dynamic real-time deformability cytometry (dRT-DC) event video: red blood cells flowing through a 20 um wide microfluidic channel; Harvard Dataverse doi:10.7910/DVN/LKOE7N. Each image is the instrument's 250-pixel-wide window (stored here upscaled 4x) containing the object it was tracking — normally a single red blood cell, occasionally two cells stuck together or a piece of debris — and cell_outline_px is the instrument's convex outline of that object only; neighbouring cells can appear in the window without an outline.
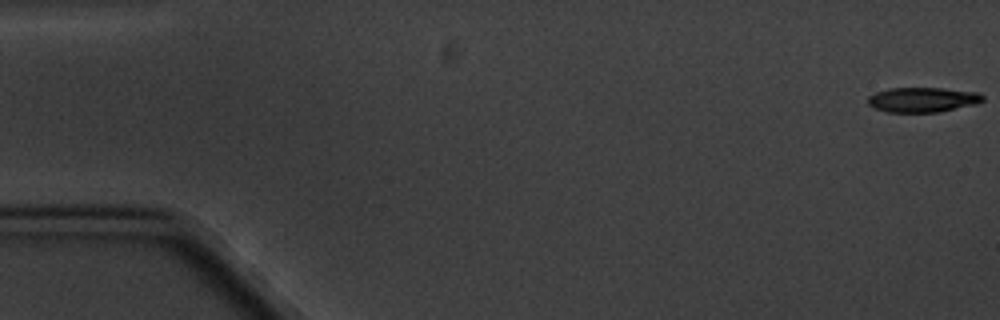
{"species": "common noctule bat (a hibernating species)", "species_latin": "Nyctalus noctula", "temperature_condition": "cold", "stored_images_in_passage": 6, "camera_frame_rate_fps": 3000, "um_per_image_px": 0.085, "animal": {"sex": "male", "body_mass_g": 20.1, "forearm_length_mm": 53.5}, "frame": {"image": 1, "passage_image": 1, "time_ms": 0.0, "image_size_px": [1000, 320], "cell_outline_px": [[984, 100], [976, 104], [940, 112], [888, 112], [876, 108], [868, 104], [868, 96], [876, 92], [888, 88], [940, 88], [976, 92], [984, 96]], "centroid_in_image_um": [78.42, 8.47], "position_along_channel_um": 6.6, "area_um2": 16.59}}
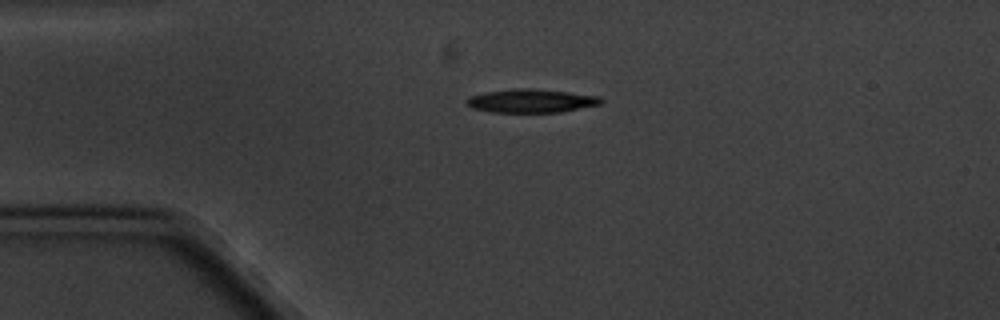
{"frame": {"image": 2, "passage_image": 4, "time_ms": 4.333, "image_size_px": [1000, 320], "cell_outline_px": [[604, 100], [600, 104], [560, 112], [492, 112], [472, 108], [468, 104], [468, 100], [472, 96], [484, 92], [512, 88], [532, 88], [568, 92], [600, 96]], "centroid_in_image_um": [45.18, 8.56], "position_along_channel_um": 39.8, "area_um2": 18.26}}